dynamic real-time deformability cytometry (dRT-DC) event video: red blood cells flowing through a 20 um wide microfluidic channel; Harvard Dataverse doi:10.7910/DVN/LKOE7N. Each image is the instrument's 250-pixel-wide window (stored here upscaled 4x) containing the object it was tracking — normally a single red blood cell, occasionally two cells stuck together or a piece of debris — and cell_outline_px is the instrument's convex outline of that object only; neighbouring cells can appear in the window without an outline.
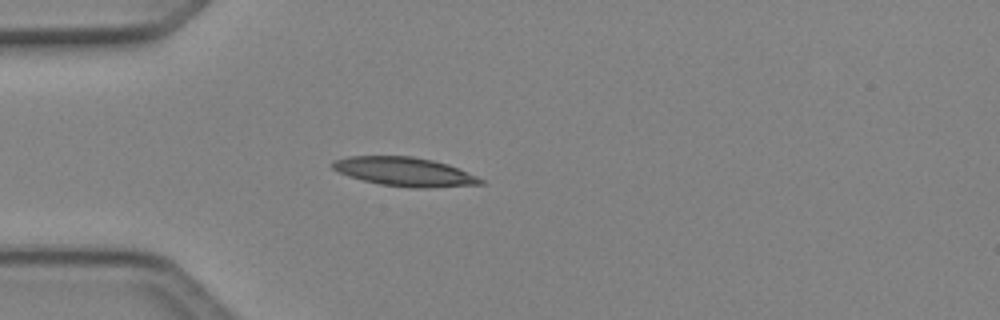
{"species": "Egyptian fruit bat (a non-hibernating species)", "species_latin": "Rousettus aegyptiacus", "temperature_condition": "cold", "stored_images_in_passage": 2, "camera_frame_rate_fps": 3000, "um_per_image_px": 0.085, "animal": {"sex": "female"}, "frame": {"image": 1, "passage_image": 1, "time_ms": 0.0, "image_size_px": [1000, 320], "cell_outline_px": [[484, 184], [428, 188], [408, 188], [380, 184], [348, 176], [332, 168], [332, 160], [348, 156], [412, 156], [432, 160], [448, 164], [476, 176], [484, 180]], "centroid_in_image_um": [34.38, 14.6], "position_along_channel_um": 50.6, "area_um2": 24.91}}